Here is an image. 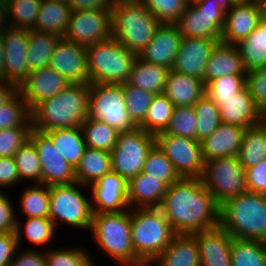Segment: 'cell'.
<instances>
[{
	"label": "cell",
	"mask_w": 266,
	"mask_h": 266,
	"mask_svg": "<svg viewBox=\"0 0 266 266\" xmlns=\"http://www.w3.org/2000/svg\"><path fill=\"white\" fill-rule=\"evenodd\" d=\"M159 209L176 234H193L220 225V206L200 178L171 184Z\"/></svg>",
	"instance_id": "1"
},
{
	"label": "cell",
	"mask_w": 266,
	"mask_h": 266,
	"mask_svg": "<svg viewBox=\"0 0 266 266\" xmlns=\"http://www.w3.org/2000/svg\"><path fill=\"white\" fill-rule=\"evenodd\" d=\"M89 84H70L31 111L34 129L45 132L81 127L88 116Z\"/></svg>",
	"instance_id": "2"
},
{
	"label": "cell",
	"mask_w": 266,
	"mask_h": 266,
	"mask_svg": "<svg viewBox=\"0 0 266 266\" xmlns=\"http://www.w3.org/2000/svg\"><path fill=\"white\" fill-rule=\"evenodd\" d=\"M220 225L233 237L266 243V194L244 192L220 206Z\"/></svg>",
	"instance_id": "3"
},
{
	"label": "cell",
	"mask_w": 266,
	"mask_h": 266,
	"mask_svg": "<svg viewBox=\"0 0 266 266\" xmlns=\"http://www.w3.org/2000/svg\"><path fill=\"white\" fill-rule=\"evenodd\" d=\"M91 231L96 242L119 266H146L135 254L130 211L93 213Z\"/></svg>",
	"instance_id": "4"
},
{
	"label": "cell",
	"mask_w": 266,
	"mask_h": 266,
	"mask_svg": "<svg viewBox=\"0 0 266 266\" xmlns=\"http://www.w3.org/2000/svg\"><path fill=\"white\" fill-rule=\"evenodd\" d=\"M132 244L136 256L148 266L170 244L176 233L159 208L130 211Z\"/></svg>",
	"instance_id": "5"
},
{
	"label": "cell",
	"mask_w": 266,
	"mask_h": 266,
	"mask_svg": "<svg viewBox=\"0 0 266 266\" xmlns=\"http://www.w3.org/2000/svg\"><path fill=\"white\" fill-rule=\"evenodd\" d=\"M90 83L125 84L138 56L110 37L86 47Z\"/></svg>",
	"instance_id": "6"
},
{
	"label": "cell",
	"mask_w": 266,
	"mask_h": 266,
	"mask_svg": "<svg viewBox=\"0 0 266 266\" xmlns=\"http://www.w3.org/2000/svg\"><path fill=\"white\" fill-rule=\"evenodd\" d=\"M112 37L139 55L161 24L142 2L112 6Z\"/></svg>",
	"instance_id": "7"
},
{
	"label": "cell",
	"mask_w": 266,
	"mask_h": 266,
	"mask_svg": "<svg viewBox=\"0 0 266 266\" xmlns=\"http://www.w3.org/2000/svg\"><path fill=\"white\" fill-rule=\"evenodd\" d=\"M87 117L101 120L118 132L136 128L128 115L123 84L89 83Z\"/></svg>",
	"instance_id": "8"
},
{
	"label": "cell",
	"mask_w": 266,
	"mask_h": 266,
	"mask_svg": "<svg viewBox=\"0 0 266 266\" xmlns=\"http://www.w3.org/2000/svg\"><path fill=\"white\" fill-rule=\"evenodd\" d=\"M200 179L219 206L247 191L245 169L237 156L205 161Z\"/></svg>",
	"instance_id": "9"
},
{
	"label": "cell",
	"mask_w": 266,
	"mask_h": 266,
	"mask_svg": "<svg viewBox=\"0 0 266 266\" xmlns=\"http://www.w3.org/2000/svg\"><path fill=\"white\" fill-rule=\"evenodd\" d=\"M77 185L81 186L78 182L49 186V218L55 226L60 220L75 228H91L92 204L78 190Z\"/></svg>",
	"instance_id": "10"
},
{
	"label": "cell",
	"mask_w": 266,
	"mask_h": 266,
	"mask_svg": "<svg viewBox=\"0 0 266 266\" xmlns=\"http://www.w3.org/2000/svg\"><path fill=\"white\" fill-rule=\"evenodd\" d=\"M155 144V136L136 127L131 132H119L112 149V171L126 181L137 176L143 170L149 150Z\"/></svg>",
	"instance_id": "11"
},
{
	"label": "cell",
	"mask_w": 266,
	"mask_h": 266,
	"mask_svg": "<svg viewBox=\"0 0 266 266\" xmlns=\"http://www.w3.org/2000/svg\"><path fill=\"white\" fill-rule=\"evenodd\" d=\"M225 12L226 10L213 1H197L187 6L175 24L182 37L221 41Z\"/></svg>",
	"instance_id": "12"
},
{
	"label": "cell",
	"mask_w": 266,
	"mask_h": 266,
	"mask_svg": "<svg viewBox=\"0 0 266 266\" xmlns=\"http://www.w3.org/2000/svg\"><path fill=\"white\" fill-rule=\"evenodd\" d=\"M155 143L171 161L180 178H201L204 169L201 142L167 133L155 136Z\"/></svg>",
	"instance_id": "13"
},
{
	"label": "cell",
	"mask_w": 266,
	"mask_h": 266,
	"mask_svg": "<svg viewBox=\"0 0 266 266\" xmlns=\"http://www.w3.org/2000/svg\"><path fill=\"white\" fill-rule=\"evenodd\" d=\"M112 9L72 10L64 39L88 47L112 37Z\"/></svg>",
	"instance_id": "14"
},
{
	"label": "cell",
	"mask_w": 266,
	"mask_h": 266,
	"mask_svg": "<svg viewBox=\"0 0 266 266\" xmlns=\"http://www.w3.org/2000/svg\"><path fill=\"white\" fill-rule=\"evenodd\" d=\"M35 145L41 166V184L47 186L76 182L74 168L54 148L42 131L32 129L29 138Z\"/></svg>",
	"instance_id": "15"
},
{
	"label": "cell",
	"mask_w": 266,
	"mask_h": 266,
	"mask_svg": "<svg viewBox=\"0 0 266 266\" xmlns=\"http://www.w3.org/2000/svg\"><path fill=\"white\" fill-rule=\"evenodd\" d=\"M265 5L260 0L234 3L225 12L221 42L236 45L249 36L265 14Z\"/></svg>",
	"instance_id": "16"
},
{
	"label": "cell",
	"mask_w": 266,
	"mask_h": 266,
	"mask_svg": "<svg viewBox=\"0 0 266 266\" xmlns=\"http://www.w3.org/2000/svg\"><path fill=\"white\" fill-rule=\"evenodd\" d=\"M4 46V81L17 88L30 73L27 63L28 30L9 27L2 35Z\"/></svg>",
	"instance_id": "17"
},
{
	"label": "cell",
	"mask_w": 266,
	"mask_h": 266,
	"mask_svg": "<svg viewBox=\"0 0 266 266\" xmlns=\"http://www.w3.org/2000/svg\"><path fill=\"white\" fill-rule=\"evenodd\" d=\"M49 67L70 84H89L87 49L85 46L61 38L49 61Z\"/></svg>",
	"instance_id": "18"
},
{
	"label": "cell",
	"mask_w": 266,
	"mask_h": 266,
	"mask_svg": "<svg viewBox=\"0 0 266 266\" xmlns=\"http://www.w3.org/2000/svg\"><path fill=\"white\" fill-rule=\"evenodd\" d=\"M68 85L70 83L62 75L47 66L31 71L18 91L32 111L40 102L57 95Z\"/></svg>",
	"instance_id": "19"
},
{
	"label": "cell",
	"mask_w": 266,
	"mask_h": 266,
	"mask_svg": "<svg viewBox=\"0 0 266 266\" xmlns=\"http://www.w3.org/2000/svg\"><path fill=\"white\" fill-rule=\"evenodd\" d=\"M93 213L121 212L129 208L127 200V181L111 171L91 184ZM125 210H124V209Z\"/></svg>",
	"instance_id": "20"
},
{
	"label": "cell",
	"mask_w": 266,
	"mask_h": 266,
	"mask_svg": "<svg viewBox=\"0 0 266 266\" xmlns=\"http://www.w3.org/2000/svg\"><path fill=\"white\" fill-rule=\"evenodd\" d=\"M218 39L183 37L172 70L203 80L206 63Z\"/></svg>",
	"instance_id": "21"
},
{
	"label": "cell",
	"mask_w": 266,
	"mask_h": 266,
	"mask_svg": "<svg viewBox=\"0 0 266 266\" xmlns=\"http://www.w3.org/2000/svg\"><path fill=\"white\" fill-rule=\"evenodd\" d=\"M182 38L176 24L161 23L138 57L171 70Z\"/></svg>",
	"instance_id": "22"
},
{
	"label": "cell",
	"mask_w": 266,
	"mask_h": 266,
	"mask_svg": "<svg viewBox=\"0 0 266 266\" xmlns=\"http://www.w3.org/2000/svg\"><path fill=\"white\" fill-rule=\"evenodd\" d=\"M192 235L198 245L201 266H231L233 237L221 225Z\"/></svg>",
	"instance_id": "23"
},
{
	"label": "cell",
	"mask_w": 266,
	"mask_h": 266,
	"mask_svg": "<svg viewBox=\"0 0 266 266\" xmlns=\"http://www.w3.org/2000/svg\"><path fill=\"white\" fill-rule=\"evenodd\" d=\"M220 109L221 122L248 128L261 122V110L245 86L229 100H211Z\"/></svg>",
	"instance_id": "24"
},
{
	"label": "cell",
	"mask_w": 266,
	"mask_h": 266,
	"mask_svg": "<svg viewBox=\"0 0 266 266\" xmlns=\"http://www.w3.org/2000/svg\"><path fill=\"white\" fill-rule=\"evenodd\" d=\"M246 72L238 47L219 41L206 63L203 83L206 85L226 75H246Z\"/></svg>",
	"instance_id": "25"
},
{
	"label": "cell",
	"mask_w": 266,
	"mask_h": 266,
	"mask_svg": "<svg viewBox=\"0 0 266 266\" xmlns=\"http://www.w3.org/2000/svg\"><path fill=\"white\" fill-rule=\"evenodd\" d=\"M244 128L221 122L215 132L201 141L204 161L238 156Z\"/></svg>",
	"instance_id": "26"
},
{
	"label": "cell",
	"mask_w": 266,
	"mask_h": 266,
	"mask_svg": "<svg viewBox=\"0 0 266 266\" xmlns=\"http://www.w3.org/2000/svg\"><path fill=\"white\" fill-rule=\"evenodd\" d=\"M167 189L163 181L140 172L127 181L129 207L138 205L137 208H159Z\"/></svg>",
	"instance_id": "27"
},
{
	"label": "cell",
	"mask_w": 266,
	"mask_h": 266,
	"mask_svg": "<svg viewBox=\"0 0 266 266\" xmlns=\"http://www.w3.org/2000/svg\"><path fill=\"white\" fill-rule=\"evenodd\" d=\"M163 93L175 107L194 106L205 94V85L201 79L171 69Z\"/></svg>",
	"instance_id": "28"
},
{
	"label": "cell",
	"mask_w": 266,
	"mask_h": 266,
	"mask_svg": "<svg viewBox=\"0 0 266 266\" xmlns=\"http://www.w3.org/2000/svg\"><path fill=\"white\" fill-rule=\"evenodd\" d=\"M156 266H201L198 245L192 234H176L167 248L151 264Z\"/></svg>",
	"instance_id": "29"
},
{
	"label": "cell",
	"mask_w": 266,
	"mask_h": 266,
	"mask_svg": "<svg viewBox=\"0 0 266 266\" xmlns=\"http://www.w3.org/2000/svg\"><path fill=\"white\" fill-rule=\"evenodd\" d=\"M112 171L111 153L86 147L74 169L76 182L89 186Z\"/></svg>",
	"instance_id": "30"
},
{
	"label": "cell",
	"mask_w": 266,
	"mask_h": 266,
	"mask_svg": "<svg viewBox=\"0 0 266 266\" xmlns=\"http://www.w3.org/2000/svg\"><path fill=\"white\" fill-rule=\"evenodd\" d=\"M44 133L52 140L58 153L75 169L86 149L81 127L59 128Z\"/></svg>",
	"instance_id": "31"
},
{
	"label": "cell",
	"mask_w": 266,
	"mask_h": 266,
	"mask_svg": "<svg viewBox=\"0 0 266 266\" xmlns=\"http://www.w3.org/2000/svg\"><path fill=\"white\" fill-rule=\"evenodd\" d=\"M71 11L69 4L42 0L35 22V30L63 38L68 29Z\"/></svg>",
	"instance_id": "32"
},
{
	"label": "cell",
	"mask_w": 266,
	"mask_h": 266,
	"mask_svg": "<svg viewBox=\"0 0 266 266\" xmlns=\"http://www.w3.org/2000/svg\"><path fill=\"white\" fill-rule=\"evenodd\" d=\"M169 71L170 69L164 66L149 63L137 56L128 83L154 94H161L165 89Z\"/></svg>",
	"instance_id": "33"
},
{
	"label": "cell",
	"mask_w": 266,
	"mask_h": 266,
	"mask_svg": "<svg viewBox=\"0 0 266 266\" xmlns=\"http://www.w3.org/2000/svg\"><path fill=\"white\" fill-rule=\"evenodd\" d=\"M236 46L246 71L266 67V18L263 17L254 31Z\"/></svg>",
	"instance_id": "34"
},
{
	"label": "cell",
	"mask_w": 266,
	"mask_h": 266,
	"mask_svg": "<svg viewBox=\"0 0 266 266\" xmlns=\"http://www.w3.org/2000/svg\"><path fill=\"white\" fill-rule=\"evenodd\" d=\"M238 159L244 169L251 168L266 158V123L244 129Z\"/></svg>",
	"instance_id": "35"
},
{
	"label": "cell",
	"mask_w": 266,
	"mask_h": 266,
	"mask_svg": "<svg viewBox=\"0 0 266 266\" xmlns=\"http://www.w3.org/2000/svg\"><path fill=\"white\" fill-rule=\"evenodd\" d=\"M61 37L40 32L37 30H28V53L27 63L29 72L45 68L49 65L53 51Z\"/></svg>",
	"instance_id": "36"
},
{
	"label": "cell",
	"mask_w": 266,
	"mask_h": 266,
	"mask_svg": "<svg viewBox=\"0 0 266 266\" xmlns=\"http://www.w3.org/2000/svg\"><path fill=\"white\" fill-rule=\"evenodd\" d=\"M174 109L175 105L164 93L155 94L150 103L145 120L139 128L154 136L165 132Z\"/></svg>",
	"instance_id": "37"
},
{
	"label": "cell",
	"mask_w": 266,
	"mask_h": 266,
	"mask_svg": "<svg viewBox=\"0 0 266 266\" xmlns=\"http://www.w3.org/2000/svg\"><path fill=\"white\" fill-rule=\"evenodd\" d=\"M231 266H266V243L233 238Z\"/></svg>",
	"instance_id": "38"
},
{
	"label": "cell",
	"mask_w": 266,
	"mask_h": 266,
	"mask_svg": "<svg viewBox=\"0 0 266 266\" xmlns=\"http://www.w3.org/2000/svg\"><path fill=\"white\" fill-rule=\"evenodd\" d=\"M86 147L111 152L119 132L101 120L87 117L81 125Z\"/></svg>",
	"instance_id": "39"
},
{
	"label": "cell",
	"mask_w": 266,
	"mask_h": 266,
	"mask_svg": "<svg viewBox=\"0 0 266 266\" xmlns=\"http://www.w3.org/2000/svg\"><path fill=\"white\" fill-rule=\"evenodd\" d=\"M11 128H33L31 111L19 91L0 106V130Z\"/></svg>",
	"instance_id": "40"
},
{
	"label": "cell",
	"mask_w": 266,
	"mask_h": 266,
	"mask_svg": "<svg viewBox=\"0 0 266 266\" xmlns=\"http://www.w3.org/2000/svg\"><path fill=\"white\" fill-rule=\"evenodd\" d=\"M197 115L196 140L203 141L211 136L221 123L220 109L204 94L195 104Z\"/></svg>",
	"instance_id": "41"
},
{
	"label": "cell",
	"mask_w": 266,
	"mask_h": 266,
	"mask_svg": "<svg viewBox=\"0 0 266 266\" xmlns=\"http://www.w3.org/2000/svg\"><path fill=\"white\" fill-rule=\"evenodd\" d=\"M142 173L163 181L168 187L180 179L171 161L155 143L149 150Z\"/></svg>",
	"instance_id": "42"
},
{
	"label": "cell",
	"mask_w": 266,
	"mask_h": 266,
	"mask_svg": "<svg viewBox=\"0 0 266 266\" xmlns=\"http://www.w3.org/2000/svg\"><path fill=\"white\" fill-rule=\"evenodd\" d=\"M38 185L25 189L20 198L21 210L27 218H49V186L45 184Z\"/></svg>",
	"instance_id": "43"
},
{
	"label": "cell",
	"mask_w": 266,
	"mask_h": 266,
	"mask_svg": "<svg viewBox=\"0 0 266 266\" xmlns=\"http://www.w3.org/2000/svg\"><path fill=\"white\" fill-rule=\"evenodd\" d=\"M42 0H8L7 16L13 21L10 27L24 30H34Z\"/></svg>",
	"instance_id": "44"
},
{
	"label": "cell",
	"mask_w": 266,
	"mask_h": 266,
	"mask_svg": "<svg viewBox=\"0 0 266 266\" xmlns=\"http://www.w3.org/2000/svg\"><path fill=\"white\" fill-rule=\"evenodd\" d=\"M124 85L126 108L130 120L139 127L145 120L154 93L135 87L128 82Z\"/></svg>",
	"instance_id": "45"
},
{
	"label": "cell",
	"mask_w": 266,
	"mask_h": 266,
	"mask_svg": "<svg viewBox=\"0 0 266 266\" xmlns=\"http://www.w3.org/2000/svg\"><path fill=\"white\" fill-rule=\"evenodd\" d=\"M17 171L22 179H33L41 184V166L34 143L29 139L14 155Z\"/></svg>",
	"instance_id": "46"
},
{
	"label": "cell",
	"mask_w": 266,
	"mask_h": 266,
	"mask_svg": "<svg viewBox=\"0 0 266 266\" xmlns=\"http://www.w3.org/2000/svg\"><path fill=\"white\" fill-rule=\"evenodd\" d=\"M246 86V75H226L205 85V94L211 100H229Z\"/></svg>",
	"instance_id": "47"
},
{
	"label": "cell",
	"mask_w": 266,
	"mask_h": 266,
	"mask_svg": "<svg viewBox=\"0 0 266 266\" xmlns=\"http://www.w3.org/2000/svg\"><path fill=\"white\" fill-rule=\"evenodd\" d=\"M197 120L194 106L175 107L164 133L196 140Z\"/></svg>",
	"instance_id": "48"
},
{
	"label": "cell",
	"mask_w": 266,
	"mask_h": 266,
	"mask_svg": "<svg viewBox=\"0 0 266 266\" xmlns=\"http://www.w3.org/2000/svg\"><path fill=\"white\" fill-rule=\"evenodd\" d=\"M160 23L175 24L189 5L186 0H142Z\"/></svg>",
	"instance_id": "49"
},
{
	"label": "cell",
	"mask_w": 266,
	"mask_h": 266,
	"mask_svg": "<svg viewBox=\"0 0 266 266\" xmlns=\"http://www.w3.org/2000/svg\"><path fill=\"white\" fill-rule=\"evenodd\" d=\"M45 258L47 266H95L91 257L79 248L47 251Z\"/></svg>",
	"instance_id": "50"
},
{
	"label": "cell",
	"mask_w": 266,
	"mask_h": 266,
	"mask_svg": "<svg viewBox=\"0 0 266 266\" xmlns=\"http://www.w3.org/2000/svg\"><path fill=\"white\" fill-rule=\"evenodd\" d=\"M55 225L50 218H27L23 231L27 239L36 245H47L55 235Z\"/></svg>",
	"instance_id": "51"
},
{
	"label": "cell",
	"mask_w": 266,
	"mask_h": 266,
	"mask_svg": "<svg viewBox=\"0 0 266 266\" xmlns=\"http://www.w3.org/2000/svg\"><path fill=\"white\" fill-rule=\"evenodd\" d=\"M33 128H11L0 130V157H14L20 147L30 138Z\"/></svg>",
	"instance_id": "52"
},
{
	"label": "cell",
	"mask_w": 266,
	"mask_h": 266,
	"mask_svg": "<svg viewBox=\"0 0 266 266\" xmlns=\"http://www.w3.org/2000/svg\"><path fill=\"white\" fill-rule=\"evenodd\" d=\"M246 87L255 105L262 111L266 107V67L247 71Z\"/></svg>",
	"instance_id": "53"
},
{
	"label": "cell",
	"mask_w": 266,
	"mask_h": 266,
	"mask_svg": "<svg viewBox=\"0 0 266 266\" xmlns=\"http://www.w3.org/2000/svg\"><path fill=\"white\" fill-rule=\"evenodd\" d=\"M14 211L11 200L0 191V233H15L19 246L22 232Z\"/></svg>",
	"instance_id": "54"
},
{
	"label": "cell",
	"mask_w": 266,
	"mask_h": 266,
	"mask_svg": "<svg viewBox=\"0 0 266 266\" xmlns=\"http://www.w3.org/2000/svg\"><path fill=\"white\" fill-rule=\"evenodd\" d=\"M248 192L266 194V158L251 168L245 169Z\"/></svg>",
	"instance_id": "55"
},
{
	"label": "cell",
	"mask_w": 266,
	"mask_h": 266,
	"mask_svg": "<svg viewBox=\"0 0 266 266\" xmlns=\"http://www.w3.org/2000/svg\"><path fill=\"white\" fill-rule=\"evenodd\" d=\"M18 247L15 233H0V266H10Z\"/></svg>",
	"instance_id": "56"
},
{
	"label": "cell",
	"mask_w": 266,
	"mask_h": 266,
	"mask_svg": "<svg viewBox=\"0 0 266 266\" xmlns=\"http://www.w3.org/2000/svg\"><path fill=\"white\" fill-rule=\"evenodd\" d=\"M20 180L14 157H0V186L7 187Z\"/></svg>",
	"instance_id": "57"
},
{
	"label": "cell",
	"mask_w": 266,
	"mask_h": 266,
	"mask_svg": "<svg viewBox=\"0 0 266 266\" xmlns=\"http://www.w3.org/2000/svg\"><path fill=\"white\" fill-rule=\"evenodd\" d=\"M18 258L12 259L10 266H47L45 252H35L31 250H27L20 254Z\"/></svg>",
	"instance_id": "58"
},
{
	"label": "cell",
	"mask_w": 266,
	"mask_h": 266,
	"mask_svg": "<svg viewBox=\"0 0 266 266\" xmlns=\"http://www.w3.org/2000/svg\"><path fill=\"white\" fill-rule=\"evenodd\" d=\"M69 6L72 10H96L111 9L110 0H69Z\"/></svg>",
	"instance_id": "59"
},
{
	"label": "cell",
	"mask_w": 266,
	"mask_h": 266,
	"mask_svg": "<svg viewBox=\"0 0 266 266\" xmlns=\"http://www.w3.org/2000/svg\"><path fill=\"white\" fill-rule=\"evenodd\" d=\"M17 91L18 88L14 84L4 80L0 81V106L6 103Z\"/></svg>",
	"instance_id": "60"
},
{
	"label": "cell",
	"mask_w": 266,
	"mask_h": 266,
	"mask_svg": "<svg viewBox=\"0 0 266 266\" xmlns=\"http://www.w3.org/2000/svg\"><path fill=\"white\" fill-rule=\"evenodd\" d=\"M6 19H9L7 16V8L0 7V36L9 28L8 26H3L5 22L4 20Z\"/></svg>",
	"instance_id": "61"
},
{
	"label": "cell",
	"mask_w": 266,
	"mask_h": 266,
	"mask_svg": "<svg viewBox=\"0 0 266 266\" xmlns=\"http://www.w3.org/2000/svg\"><path fill=\"white\" fill-rule=\"evenodd\" d=\"M4 56H5V51H4V46L1 40L0 36V81L4 80Z\"/></svg>",
	"instance_id": "62"
},
{
	"label": "cell",
	"mask_w": 266,
	"mask_h": 266,
	"mask_svg": "<svg viewBox=\"0 0 266 266\" xmlns=\"http://www.w3.org/2000/svg\"><path fill=\"white\" fill-rule=\"evenodd\" d=\"M200 1H213L221 6L224 10H228L232 7L234 2L232 0H200Z\"/></svg>",
	"instance_id": "63"
},
{
	"label": "cell",
	"mask_w": 266,
	"mask_h": 266,
	"mask_svg": "<svg viewBox=\"0 0 266 266\" xmlns=\"http://www.w3.org/2000/svg\"><path fill=\"white\" fill-rule=\"evenodd\" d=\"M112 2V5H117L120 3H139L142 0H110Z\"/></svg>",
	"instance_id": "64"
},
{
	"label": "cell",
	"mask_w": 266,
	"mask_h": 266,
	"mask_svg": "<svg viewBox=\"0 0 266 266\" xmlns=\"http://www.w3.org/2000/svg\"><path fill=\"white\" fill-rule=\"evenodd\" d=\"M261 122L266 123V107L261 111Z\"/></svg>",
	"instance_id": "65"
},
{
	"label": "cell",
	"mask_w": 266,
	"mask_h": 266,
	"mask_svg": "<svg viewBox=\"0 0 266 266\" xmlns=\"http://www.w3.org/2000/svg\"><path fill=\"white\" fill-rule=\"evenodd\" d=\"M8 0H0V7L7 8Z\"/></svg>",
	"instance_id": "66"
},
{
	"label": "cell",
	"mask_w": 266,
	"mask_h": 266,
	"mask_svg": "<svg viewBox=\"0 0 266 266\" xmlns=\"http://www.w3.org/2000/svg\"><path fill=\"white\" fill-rule=\"evenodd\" d=\"M234 3H240V2H251L253 0H232Z\"/></svg>",
	"instance_id": "67"
},
{
	"label": "cell",
	"mask_w": 266,
	"mask_h": 266,
	"mask_svg": "<svg viewBox=\"0 0 266 266\" xmlns=\"http://www.w3.org/2000/svg\"><path fill=\"white\" fill-rule=\"evenodd\" d=\"M51 1H56V2H61V3L69 4V0H51Z\"/></svg>",
	"instance_id": "68"
},
{
	"label": "cell",
	"mask_w": 266,
	"mask_h": 266,
	"mask_svg": "<svg viewBox=\"0 0 266 266\" xmlns=\"http://www.w3.org/2000/svg\"><path fill=\"white\" fill-rule=\"evenodd\" d=\"M186 1H187L188 4H193V3L197 2V1H200V0H186Z\"/></svg>",
	"instance_id": "69"
},
{
	"label": "cell",
	"mask_w": 266,
	"mask_h": 266,
	"mask_svg": "<svg viewBox=\"0 0 266 266\" xmlns=\"http://www.w3.org/2000/svg\"><path fill=\"white\" fill-rule=\"evenodd\" d=\"M266 7V0H260Z\"/></svg>",
	"instance_id": "70"
}]
</instances>
